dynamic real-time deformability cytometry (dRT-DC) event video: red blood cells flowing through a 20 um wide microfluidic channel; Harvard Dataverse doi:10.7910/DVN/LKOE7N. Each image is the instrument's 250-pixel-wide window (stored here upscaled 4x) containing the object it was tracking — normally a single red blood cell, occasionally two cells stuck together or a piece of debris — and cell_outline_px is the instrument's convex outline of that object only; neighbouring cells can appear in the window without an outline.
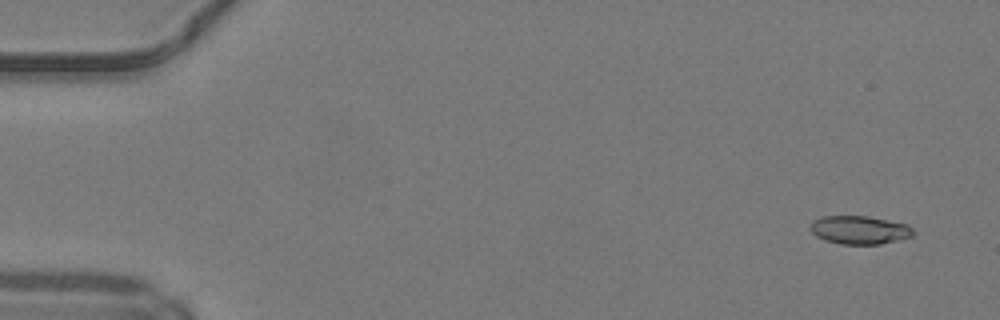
{"species": "common noctule bat (a hibernating species)", "species_latin": "Nyctalus noctula", "temperature_condition": "warm", "stored_images_in_passage": 48, "camera_frame_rate_fps": 3000, "um_per_image_px": 0.085, "animal": {"sex": "male", "body_mass_g": 19.2, "forearm_length_mm": 51.8}, "frame": {"image": 1, "passage_image": 3, "time_ms": 0.667, "image_size_px": [1000, 320], "cell_outline_px": [[912, 236], [880, 244], [840, 244], [824, 240], [816, 236], [808, 228], [812, 220], [820, 216], [868, 216], [908, 224], [912, 228]], "centroid_in_image_um": [72.99, 19.53], "position_along_channel_um": 12.0, "area_um2": 17.05}}
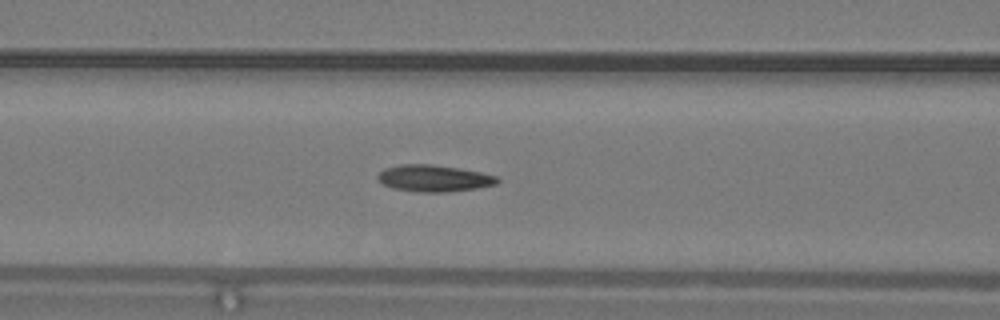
{"frame": {"image": 2, "passage_image": 21, "time_ms": 6.667, "image_size_px": [1000, 320], "cell_outline_px": [[500, 180], [496, 184], [476, 188], [448, 192], [420, 192], [392, 188], [384, 184], [376, 176], [384, 168], [400, 164], [432, 164], [460, 168], [480, 172], [496, 176]], "centroid_in_image_um": [36.88, 15.15], "position_along_channel_um": 129.7, "area_um2": 18.55}}
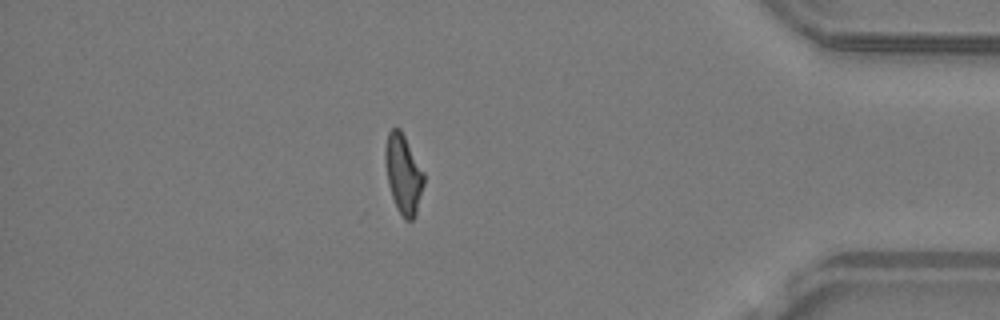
{"frame": {"image": 3, "passage_image": 43, "time_ms": 14.0, "image_size_px": [1000, 320], "cell_outline_px": [[424, 184], [416, 216], [412, 220], [404, 220], [396, 208], [388, 184], [384, 160], [384, 148], [388, 132], [392, 128], [400, 128], [424, 172]], "centroid_in_image_um": [34.27, 14.81], "position_along_channel_um": 400.9, "area_um2": 18.03}, "authors_computed_cell_mechanics": {"area_um2": 17.6868, "velocity_mm_per_s": 4.2269, "shape_relaxation_time_tau1_ms": 7.2258, "shape_relaxation_time_tau2_ms": 2.2979, "deformation_change_tau1": 0.2083, "deformation_change_tau2": 0.0881}}